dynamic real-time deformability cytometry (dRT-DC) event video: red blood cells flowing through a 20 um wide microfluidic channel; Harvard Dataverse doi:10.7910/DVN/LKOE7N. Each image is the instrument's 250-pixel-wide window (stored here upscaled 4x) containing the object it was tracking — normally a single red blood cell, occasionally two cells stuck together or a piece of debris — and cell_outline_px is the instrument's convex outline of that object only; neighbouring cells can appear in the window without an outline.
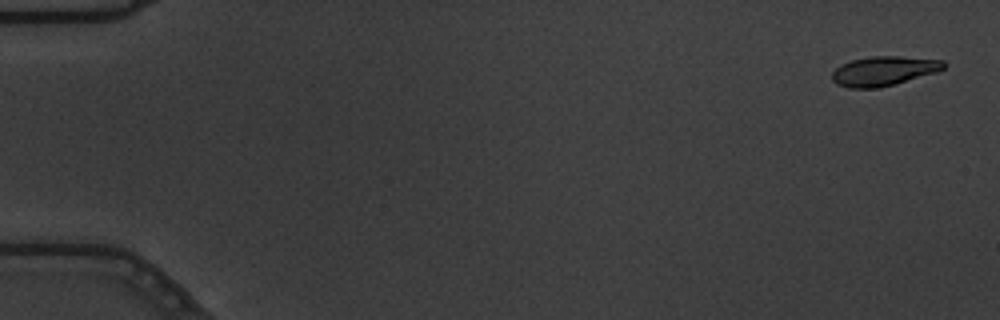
{"species": "common noctule bat (a hibernating species)", "species_latin": "Nyctalus noctula", "temperature_condition": "warm", "stored_images_in_passage": 56, "camera_frame_rate_fps": 3000, "um_per_image_px": 0.085, "animal": {"sex": "male", "body_mass_g": 19.5, "forearm_length_mm": 54.6}, "frame": {"image": 1, "passage_image": 2, "time_ms": 0.333, "image_size_px": [1000, 320], "cell_outline_px": [[948, 64], [944, 68], [936, 72], [880, 88], [848, 88], [836, 84], [832, 80], [832, 72], [840, 64], [852, 60], [872, 56], [900, 56], [944, 60]], "centroid_in_image_um": [75.11, 6.03], "position_along_channel_um": 9.9, "area_um2": 19.25}}
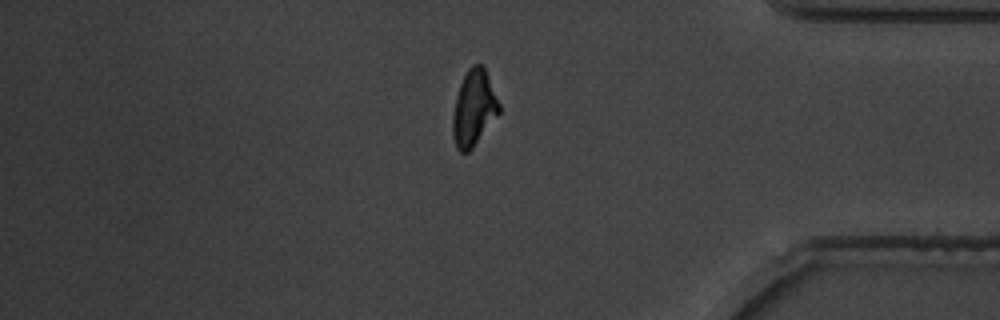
{"frame": {"image": 2, "passage_image": 48, "time_ms": 15.667, "image_size_px": [1000, 320], "cell_outline_px": [[500, 112], [472, 148], [468, 152], [460, 152], [456, 148], [452, 136], [452, 116], [456, 96], [460, 84], [468, 68], [472, 64], [484, 64], [500, 104]], "centroid_in_image_um": [40.27, 9.17], "position_along_channel_um": 394.9, "area_um2": 20.63}}
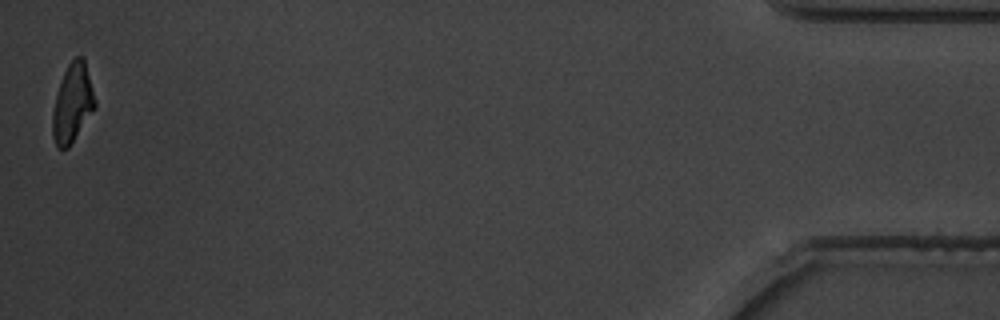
{"frame": {"image": 3, "passage_image": 56, "time_ms": 18.333, "image_size_px": [1000, 320], "cell_outline_px": [[96, 108], [68, 148], [56, 148], [52, 136], [52, 112], [60, 80], [68, 64], [76, 56], [84, 56], [96, 100]], "centroid_in_image_um": [6.17, 8.77], "position_along_channel_um": 429.0, "area_um2": 19.65}, "authors_computed_cell_mechanics": {"area_um2": 20.3745, "velocity_mm_per_s": 3.6623, "shape_relaxation_time_tau1_ms": 3.0384, "shape_relaxation_time_tau2_ms": 3.1626, "deformation_change_tau1": 0.1811, "deformation_change_tau2": 0.0575}}